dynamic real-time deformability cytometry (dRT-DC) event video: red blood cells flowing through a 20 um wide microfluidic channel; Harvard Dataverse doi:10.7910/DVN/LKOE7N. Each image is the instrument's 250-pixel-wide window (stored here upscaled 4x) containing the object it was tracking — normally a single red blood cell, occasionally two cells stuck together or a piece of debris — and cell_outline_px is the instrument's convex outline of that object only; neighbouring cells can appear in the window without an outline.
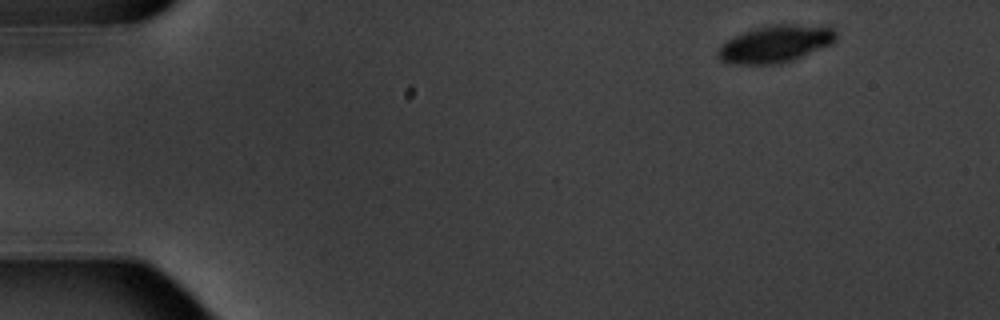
{"species": "common noctule bat (a hibernating species)", "species_latin": "Nyctalus noctula", "temperature_condition": "warm", "stored_images_in_passage": 4, "camera_frame_rate_fps": 3000, "um_per_image_px": 0.085, "animal": {"sex": "male", "body_mass_g": 20.1, "forearm_length_mm": 53.5}, "frame": {"image": 1, "passage_image": 1, "time_ms": 0.0, "image_size_px": [1000, 320], "cell_outline_px": [[836, 40], [832, 44], [792, 60], [780, 64], [732, 64], [720, 60], [716, 56], [716, 48], [724, 40], [744, 32], [756, 28], [776, 24], [832, 24], [836, 32]], "centroid_in_image_um": [65.93, 3.71], "position_along_channel_um": 19.1, "area_um2": 26.24}}